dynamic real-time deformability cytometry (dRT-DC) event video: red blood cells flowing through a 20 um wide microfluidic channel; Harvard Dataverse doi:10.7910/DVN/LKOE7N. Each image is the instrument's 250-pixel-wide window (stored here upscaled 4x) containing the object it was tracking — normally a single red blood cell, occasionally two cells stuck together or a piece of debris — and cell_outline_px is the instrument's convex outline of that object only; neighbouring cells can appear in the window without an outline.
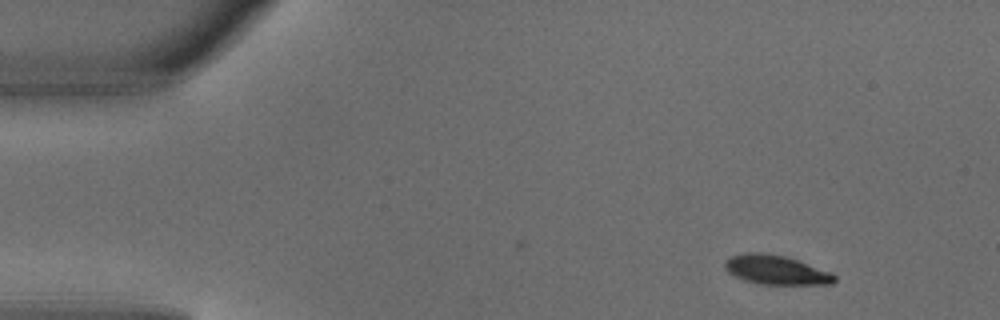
{"species": "common noctule bat (a hibernating species)", "species_latin": "Nyctalus noctula", "temperature_condition": "warm", "stored_images_in_passage": 3, "camera_frame_rate_fps": 3000, "um_per_image_px": 0.085, "animal": {"sex": "male", "body_mass_g": 18.8}, "frame": {"image": 1, "passage_image": 1, "time_ms": 0.0, "image_size_px": [1000, 320], "cell_outline_px": [[836, 280], [832, 284], [760, 284], [744, 280], [728, 272], [724, 268], [724, 260], [732, 256], [744, 252], [764, 252], [784, 256], [796, 260], [828, 272], [836, 276]], "centroid_in_image_um": [65.89, 22.93], "position_along_channel_um": 19.1, "area_um2": 18.44}}